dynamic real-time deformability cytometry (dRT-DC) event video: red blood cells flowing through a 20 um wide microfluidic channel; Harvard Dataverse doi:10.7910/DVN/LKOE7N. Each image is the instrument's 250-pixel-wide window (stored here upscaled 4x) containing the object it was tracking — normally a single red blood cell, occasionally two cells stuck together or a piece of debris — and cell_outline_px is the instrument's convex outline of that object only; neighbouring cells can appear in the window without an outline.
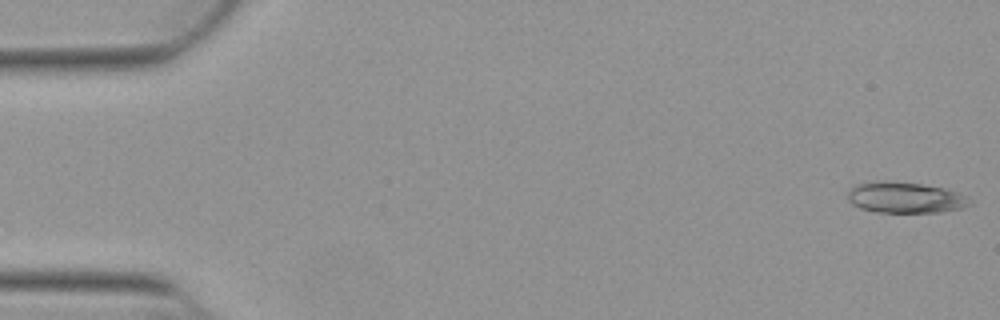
{"species": "Egyptian fruit bat (a non-hibernating species)", "species_latin": "Rousettus aegyptiacus", "temperature_condition": "warm", "stored_images_in_passage": 52, "camera_frame_rate_fps": 3000, "um_per_image_px": 0.085, "animal": {"sex": "female"}, "frame": {"image": 1, "passage_image": 1, "time_ms": 0.0, "image_size_px": [1000, 320], "cell_outline_px": [[972, 204], [960, 208], [940, 212], [872, 212], [860, 208], [852, 204], [848, 200], [848, 192], [856, 184], [884, 180], [920, 184], [944, 188], [968, 196], [972, 200]], "centroid_in_image_um": [76.94, 16.8], "position_along_channel_um": 8.1, "area_um2": 22.02}}
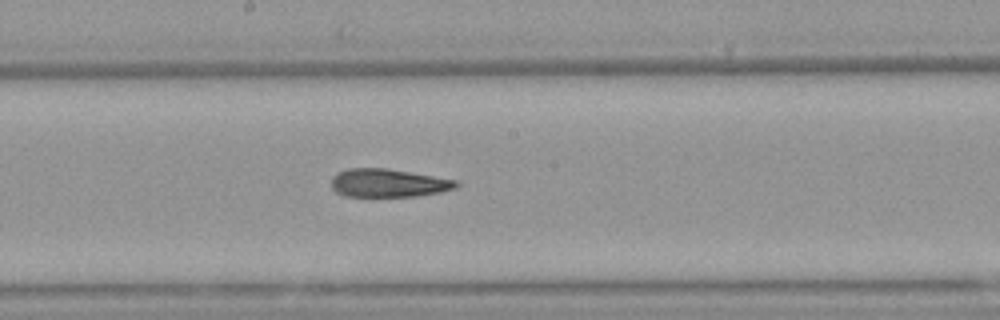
{"frame": {"image": 2, "passage_image": 28, "time_ms": 9.0, "image_size_px": [1000, 320], "cell_outline_px": [[460, 184], [456, 188], [440, 192], [416, 196], [344, 196], [336, 192], [332, 188], [332, 176], [336, 172], [348, 168], [388, 168], [460, 180]], "centroid_in_image_um": [33.03, 15.54], "position_along_channel_um": 215.2, "area_um2": 20.81}}
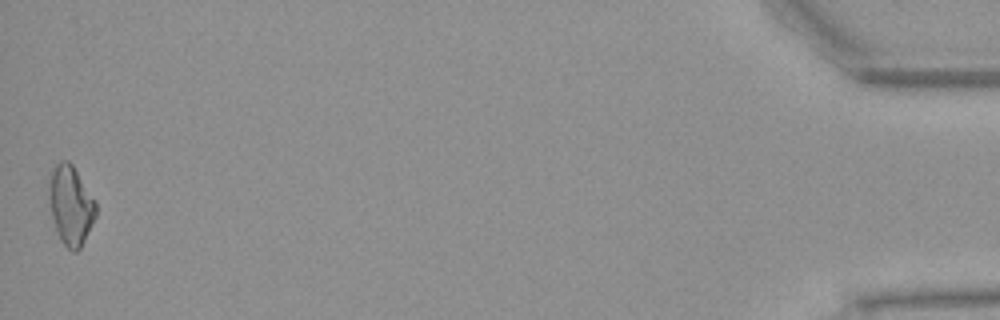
{"frame": {"image": 3, "passage_image": 52, "time_ms": 17.0, "image_size_px": [1000, 320], "cell_outline_px": [[96, 216], [80, 248], [76, 252], [72, 252], [60, 240], [52, 216], [48, 188], [52, 172], [56, 164], [60, 160], [68, 160], [72, 164], [96, 200]], "centroid_in_image_um": [6.03, 17.44], "position_along_channel_um": 429.2, "area_um2": 21.44}, "authors_computed_cell_mechanics": {"area_um2": 21.3282, "velocity_mm_per_s": 3.8759, "shape_relaxation_time_tau1_ms": null, "shape_relaxation_time_tau2_ms": 4.5716, "deformation_change_tau1": null, "deformation_change_tau2": 0.1577}}